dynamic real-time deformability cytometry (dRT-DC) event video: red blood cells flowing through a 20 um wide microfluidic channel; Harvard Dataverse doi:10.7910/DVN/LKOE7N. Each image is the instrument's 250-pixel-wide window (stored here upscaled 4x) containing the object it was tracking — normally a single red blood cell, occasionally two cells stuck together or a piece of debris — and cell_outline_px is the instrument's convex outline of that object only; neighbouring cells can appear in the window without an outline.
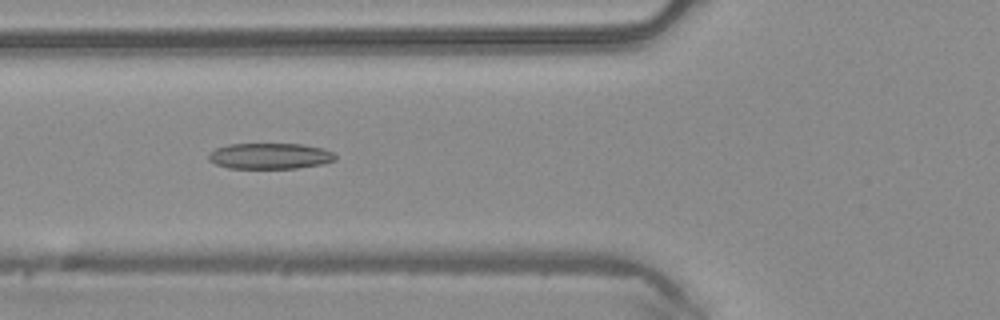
{"species": "common noctule bat (a hibernating species)", "species_latin": "Nyctalus noctula", "temperature_condition": "warm", "stored_images_in_passage": 37, "camera_frame_rate_fps": 3000, "um_per_image_px": 0.085, "animal": {"sex": "male", "body_mass_g": 20.4}, "frame": {"image": 1, "passage_image": 7, "time_ms": 2.0, "image_size_px": [1000, 320], "cell_outline_px": [[336, 160], [324, 164], [296, 168], [228, 168], [216, 164], [208, 160], [208, 156], [216, 148], [228, 144], [304, 144], [324, 148], [332, 152], [336, 156]], "centroid_in_image_um": [22.98, 13.26], "position_along_channel_um": 102.8, "area_um2": 19.19}}
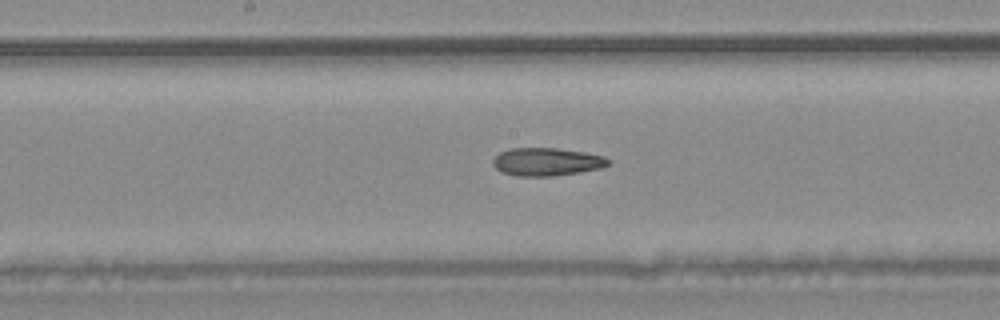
{"frame": {"image": 2, "passage_image": 14, "time_ms": 4.333, "image_size_px": [1000, 320], "cell_outline_px": [[612, 164], [600, 168], [580, 172], [552, 176], [516, 176], [500, 172], [492, 164], [492, 160], [500, 152], [508, 148], [556, 148], [584, 152], [604, 156], [612, 160]], "centroid_in_image_um": [46.48, 13.75], "position_along_channel_um": 201.7, "area_um2": 19.02}}
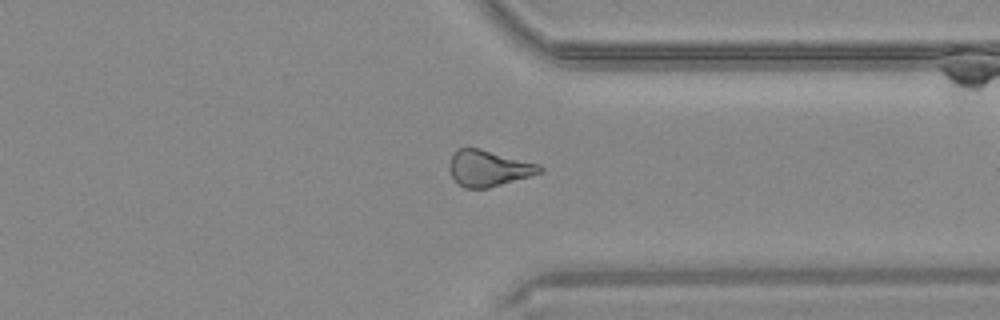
{"frame": {"image": 3, "passage_image": 26, "time_ms": 8.333, "image_size_px": [1000, 320], "cell_outline_px": [[544, 172], [488, 188], [464, 188], [452, 176], [448, 168], [452, 156], [456, 148], [480, 148], [540, 164], [544, 168]], "centroid_in_image_um": [41.55, 14.29], "position_along_channel_um": 369.8, "area_um2": 19.02}, "authors_computed_cell_mechanics": {"area_um2": 19.0162, "velocity_mm_per_s": 4.2201, "shape_relaxation_time_tau1_ms": null, "shape_relaxation_time_tau2_ms": 4.7214, "deformation_change_tau1": null, "deformation_change_tau2": 0.1462}}